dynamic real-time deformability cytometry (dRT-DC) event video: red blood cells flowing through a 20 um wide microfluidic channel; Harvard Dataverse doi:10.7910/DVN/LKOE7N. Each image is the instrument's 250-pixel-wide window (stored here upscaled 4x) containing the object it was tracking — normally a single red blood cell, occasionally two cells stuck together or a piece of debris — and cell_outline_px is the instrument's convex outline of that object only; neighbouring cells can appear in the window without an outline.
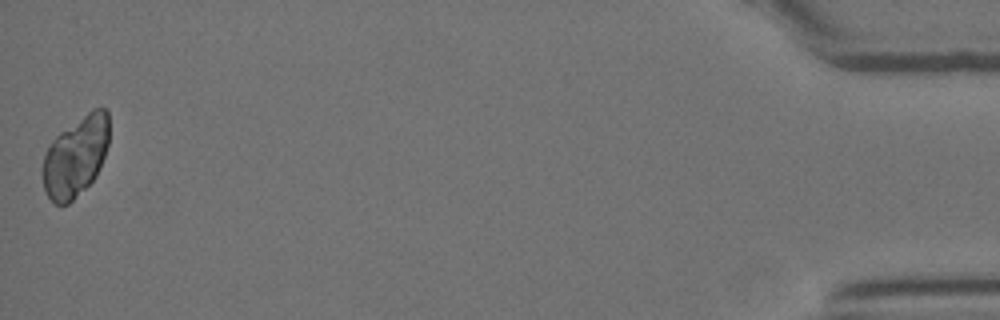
{"species": "Egyptian fruit bat (a non-hibernating species)", "species_latin": "Rousettus aegyptiacus", "temperature_condition": "room temperature", "stored_images_in_passage": 53, "segment_of_instrument_passage": [2, 2], "camera_frame_rate_fps": 3000, "um_per_image_px": 0.085, "animal": {"sex": "female"}, "frame": {"image": 1, "passage_image": 53, "time_ms": 17.333, "image_size_px": [1000, 320], "cell_outline_px": [[108, 144], [100, 168], [96, 176], [68, 204], [56, 204], [48, 196], [44, 188], [40, 172], [44, 156], [52, 140], [60, 132], [92, 108], [104, 108], [108, 112]], "centroid_in_image_um": [6.41, 13.29], "position_along_channel_um": 428.8, "area_um2": 30.98}}